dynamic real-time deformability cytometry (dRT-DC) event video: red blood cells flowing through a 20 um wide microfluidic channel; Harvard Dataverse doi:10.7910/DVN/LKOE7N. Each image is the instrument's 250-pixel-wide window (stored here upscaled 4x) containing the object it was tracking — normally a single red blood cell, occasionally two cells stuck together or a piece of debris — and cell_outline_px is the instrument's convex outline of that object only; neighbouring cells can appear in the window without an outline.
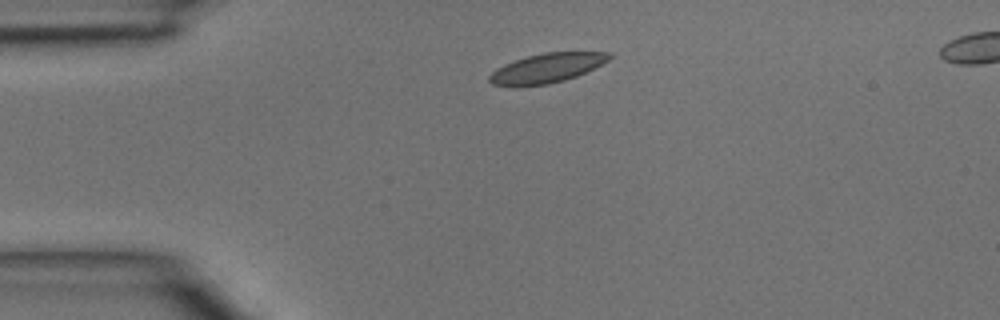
{"species": "common noctule bat (a hibernating species)", "species_latin": "Nyctalus noctula", "temperature_condition": "room temperature", "stored_images_in_passage": 3, "segment_of_instrument_passage": [1, 2], "camera_frame_rate_fps": 3000, "um_per_image_px": 0.085, "animal": {"sex": "male", "body_mass_g": 15.6}, "frame": {"image": 1, "passage_image": 1, "time_ms": 0.0, "image_size_px": [1000, 320], "cell_outline_px": [[612, 56], [608, 60], [576, 76], [564, 80], [548, 84], [516, 88], [492, 84], [488, 80], [488, 76], [496, 68], [504, 64], [528, 56], [544, 52], [612, 52]], "centroid_in_image_um": [46.41, 5.81], "position_along_channel_um": 38.6, "area_um2": 20.63}}